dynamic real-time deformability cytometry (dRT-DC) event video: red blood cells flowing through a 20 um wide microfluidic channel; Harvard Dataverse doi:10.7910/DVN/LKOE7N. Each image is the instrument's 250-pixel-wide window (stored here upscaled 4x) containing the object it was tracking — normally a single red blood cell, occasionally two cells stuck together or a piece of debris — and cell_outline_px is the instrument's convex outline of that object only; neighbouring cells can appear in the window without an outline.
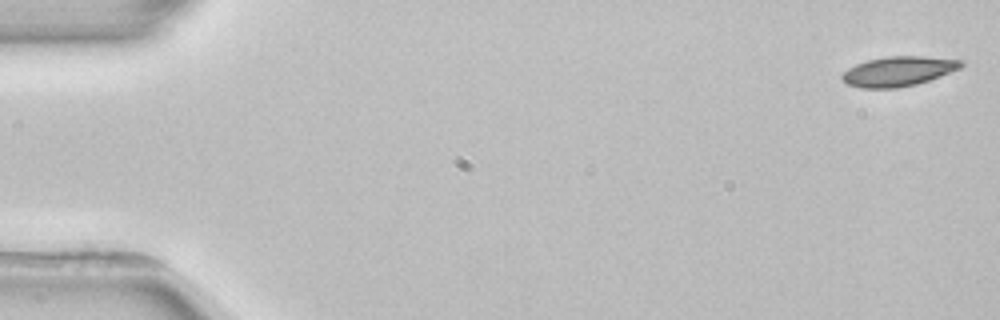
{"species": "common noctule bat (a hibernating species)", "species_latin": "Nyctalus noctula", "temperature_condition": "room temperature", "stored_images_in_passage": 4, "segment_of_instrument_passage": [1, 2], "camera_frame_rate_fps": 3000, "um_per_image_px": 0.085, "animal": {"sex": "female", "body_mass_g": 22.7, "forearm_length_mm": 54.2}, "frame": {"image": 1, "passage_image": 1, "time_ms": 0.0, "image_size_px": [1000, 320], "cell_outline_px": [[964, 64], [960, 68], [940, 76], [916, 84], [896, 88], [860, 88], [848, 84], [840, 80], [840, 76], [848, 68], [856, 64], [868, 60], [888, 56], [924, 56], [964, 60]], "centroid_in_image_um": [76.34, 6.06], "position_along_channel_um": 8.7, "area_um2": 20.63}}
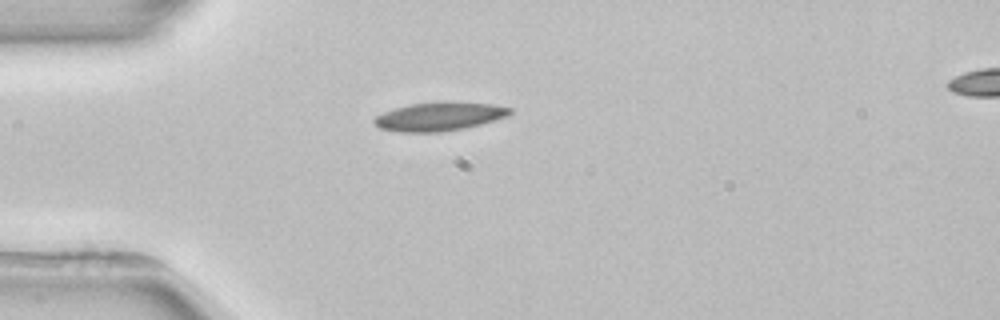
{"frame": {"image": 2, "passage_image": 3, "time_ms": 4.333, "image_size_px": [1000, 320], "cell_outline_px": [[512, 112], [508, 116], [480, 124], [464, 128], [440, 132], [400, 132], [380, 128], [372, 120], [376, 116], [384, 112], [396, 108], [412, 104], [444, 100], [492, 104], [512, 108]], "centroid_in_image_um": [37.37, 9.88], "position_along_channel_um": 47.6, "area_um2": 22.72}}